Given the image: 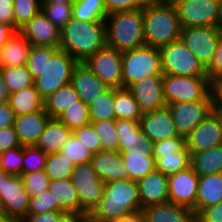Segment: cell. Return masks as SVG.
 <instances>
[{
  "label": "cell",
  "mask_w": 222,
  "mask_h": 222,
  "mask_svg": "<svg viewBox=\"0 0 222 222\" xmlns=\"http://www.w3.org/2000/svg\"><path fill=\"white\" fill-rule=\"evenodd\" d=\"M163 94L166 104L176 102L211 101L207 76H175L163 74Z\"/></svg>",
  "instance_id": "obj_7"
},
{
  "label": "cell",
  "mask_w": 222,
  "mask_h": 222,
  "mask_svg": "<svg viewBox=\"0 0 222 222\" xmlns=\"http://www.w3.org/2000/svg\"><path fill=\"white\" fill-rule=\"evenodd\" d=\"M8 103L16 116L44 109V99L34 86L10 94Z\"/></svg>",
  "instance_id": "obj_30"
},
{
  "label": "cell",
  "mask_w": 222,
  "mask_h": 222,
  "mask_svg": "<svg viewBox=\"0 0 222 222\" xmlns=\"http://www.w3.org/2000/svg\"><path fill=\"white\" fill-rule=\"evenodd\" d=\"M61 153L67 156L71 161L77 165L84 162H91L93 153L86 148V146L78 140L73 134L62 147Z\"/></svg>",
  "instance_id": "obj_45"
},
{
  "label": "cell",
  "mask_w": 222,
  "mask_h": 222,
  "mask_svg": "<svg viewBox=\"0 0 222 222\" xmlns=\"http://www.w3.org/2000/svg\"><path fill=\"white\" fill-rule=\"evenodd\" d=\"M154 145H138L129 153H121L129 179L138 181L156 169Z\"/></svg>",
  "instance_id": "obj_24"
},
{
  "label": "cell",
  "mask_w": 222,
  "mask_h": 222,
  "mask_svg": "<svg viewBox=\"0 0 222 222\" xmlns=\"http://www.w3.org/2000/svg\"><path fill=\"white\" fill-rule=\"evenodd\" d=\"M77 101H80V97L71 83H68L44 99V109L51 118H57Z\"/></svg>",
  "instance_id": "obj_33"
},
{
  "label": "cell",
  "mask_w": 222,
  "mask_h": 222,
  "mask_svg": "<svg viewBox=\"0 0 222 222\" xmlns=\"http://www.w3.org/2000/svg\"><path fill=\"white\" fill-rule=\"evenodd\" d=\"M179 135L186 137L212 111V101L176 102L168 104Z\"/></svg>",
  "instance_id": "obj_15"
},
{
  "label": "cell",
  "mask_w": 222,
  "mask_h": 222,
  "mask_svg": "<svg viewBox=\"0 0 222 222\" xmlns=\"http://www.w3.org/2000/svg\"><path fill=\"white\" fill-rule=\"evenodd\" d=\"M91 164L97 176L104 183L129 178L128 170L119 151L101 150L93 155Z\"/></svg>",
  "instance_id": "obj_21"
},
{
  "label": "cell",
  "mask_w": 222,
  "mask_h": 222,
  "mask_svg": "<svg viewBox=\"0 0 222 222\" xmlns=\"http://www.w3.org/2000/svg\"><path fill=\"white\" fill-rule=\"evenodd\" d=\"M73 135L80 140L93 154H97L102 150L100 137L94 130L91 123L75 129L73 131Z\"/></svg>",
  "instance_id": "obj_49"
},
{
  "label": "cell",
  "mask_w": 222,
  "mask_h": 222,
  "mask_svg": "<svg viewBox=\"0 0 222 222\" xmlns=\"http://www.w3.org/2000/svg\"><path fill=\"white\" fill-rule=\"evenodd\" d=\"M221 31L215 27H183L180 39L206 69L216 51Z\"/></svg>",
  "instance_id": "obj_12"
},
{
  "label": "cell",
  "mask_w": 222,
  "mask_h": 222,
  "mask_svg": "<svg viewBox=\"0 0 222 222\" xmlns=\"http://www.w3.org/2000/svg\"><path fill=\"white\" fill-rule=\"evenodd\" d=\"M190 160L191 156L186 147L182 151L172 154H161V157L155 161L156 170L170 176L189 167Z\"/></svg>",
  "instance_id": "obj_39"
},
{
  "label": "cell",
  "mask_w": 222,
  "mask_h": 222,
  "mask_svg": "<svg viewBox=\"0 0 222 222\" xmlns=\"http://www.w3.org/2000/svg\"><path fill=\"white\" fill-rule=\"evenodd\" d=\"M222 202V173L199 177L196 196V215L204 208Z\"/></svg>",
  "instance_id": "obj_29"
},
{
  "label": "cell",
  "mask_w": 222,
  "mask_h": 222,
  "mask_svg": "<svg viewBox=\"0 0 222 222\" xmlns=\"http://www.w3.org/2000/svg\"><path fill=\"white\" fill-rule=\"evenodd\" d=\"M78 62L66 51L49 46H31L26 67L34 79V87L43 99L71 82Z\"/></svg>",
  "instance_id": "obj_1"
},
{
  "label": "cell",
  "mask_w": 222,
  "mask_h": 222,
  "mask_svg": "<svg viewBox=\"0 0 222 222\" xmlns=\"http://www.w3.org/2000/svg\"><path fill=\"white\" fill-rule=\"evenodd\" d=\"M127 89L143 113L167 107L163 94V73L144 77L132 83Z\"/></svg>",
  "instance_id": "obj_16"
},
{
  "label": "cell",
  "mask_w": 222,
  "mask_h": 222,
  "mask_svg": "<svg viewBox=\"0 0 222 222\" xmlns=\"http://www.w3.org/2000/svg\"><path fill=\"white\" fill-rule=\"evenodd\" d=\"M70 83L86 105L108 88L84 63L74 67Z\"/></svg>",
  "instance_id": "obj_23"
},
{
  "label": "cell",
  "mask_w": 222,
  "mask_h": 222,
  "mask_svg": "<svg viewBox=\"0 0 222 222\" xmlns=\"http://www.w3.org/2000/svg\"><path fill=\"white\" fill-rule=\"evenodd\" d=\"M0 22L6 23L15 29L13 0H0Z\"/></svg>",
  "instance_id": "obj_55"
},
{
  "label": "cell",
  "mask_w": 222,
  "mask_h": 222,
  "mask_svg": "<svg viewBox=\"0 0 222 222\" xmlns=\"http://www.w3.org/2000/svg\"><path fill=\"white\" fill-rule=\"evenodd\" d=\"M141 210L152 206L169 202L168 176L158 170L150 172L145 177L137 181Z\"/></svg>",
  "instance_id": "obj_20"
},
{
  "label": "cell",
  "mask_w": 222,
  "mask_h": 222,
  "mask_svg": "<svg viewBox=\"0 0 222 222\" xmlns=\"http://www.w3.org/2000/svg\"><path fill=\"white\" fill-rule=\"evenodd\" d=\"M24 187L29 197H36L48 189L50 180L44 170L30 173H22Z\"/></svg>",
  "instance_id": "obj_48"
},
{
  "label": "cell",
  "mask_w": 222,
  "mask_h": 222,
  "mask_svg": "<svg viewBox=\"0 0 222 222\" xmlns=\"http://www.w3.org/2000/svg\"><path fill=\"white\" fill-rule=\"evenodd\" d=\"M172 4L182 28H218L219 0H177Z\"/></svg>",
  "instance_id": "obj_10"
},
{
  "label": "cell",
  "mask_w": 222,
  "mask_h": 222,
  "mask_svg": "<svg viewBox=\"0 0 222 222\" xmlns=\"http://www.w3.org/2000/svg\"><path fill=\"white\" fill-rule=\"evenodd\" d=\"M71 181L80 200V213L90 216L102 199L105 183L97 176L91 162L75 165Z\"/></svg>",
  "instance_id": "obj_9"
},
{
  "label": "cell",
  "mask_w": 222,
  "mask_h": 222,
  "mask_svg": "<svg viewBox=\"0 0 222 222\" xmlns=\"http://www.w3.org/2000/svg\"><path fill=\"white\" fill-rule=\"evenodd\" d=\"M72 134L73 131L57 118H50L35 146L46 154L61 152Z\"/></svg>",
  "instance_id": "obj_27"
},
{
  "label": "cell",
  "mask_w": 222,
  "mask_h": 222,
  "mask_svg": "<svg viewBox=\"0 0 222 222\" xmlns=\"http://www.w3.org/2000/svg\"><path fill=\"white\" fill-rule=\"evenodd\" d=\"M84 222H95L90 217H88Z\"/></svg>",
  "instance_id": "obj_70"
},
{
  "label": "cell",
  "mask_w": 222,
  "mask_h": 222,
  "mask_svg": "<svg viewBox=\"0 0 222 222\" xmlns=\"http://www.w3.org/2000/svg\"><path fill=\"white\" fill-rule=\"evenodd\" d=\"M141 211L137 181L131 179L105 183L102 199L89 216L95 222H113Z\"/></svg>",
  "instance_id": "obj_2"
},
{
  "label": "cell",
  "mask_w": 222,
  "mask_h": 222,
  "mask_svg": "<svg viewBox=\"0 0 222 222\" xmlns=\"http://www.w3.org/2000/svg\"><path fill=\"white\" fill-rule=\"evenodd\" d=\"M139 122L142 132L154 143L180 136L168 107L143 113Z\"/></svg>",
  "instance_id": "obj_19"
},
{
  "label": "cell",
  "mask_w": 222,
  "mask_h": 222,
  "mask_svg": "<svg viewBox=\"0 0 222 222\" xmlns=\"http://www.w3.org/2000/svg\"><path fill=\"white\" fill-rule=\"evenodd\" d=\"M51 211H64L58 201H55L52 192L48 189L36 197L29 199L27 215H40Z\"/></svg>",
  "instance_id": "obj_44"
},
{
  "label": "cell",
  "mask_w": 222,
  "mask_h": 222,
  "mask_svg": "<svg viewBox=\"0 0 222 222\" xmlns=\"http://www.w3.org/2000/svg\"><path fill=\"white\" fill-rule=\"evenodd\" d=\"M55 2L73 3L74 0H42V3H55Z\"/></svg>",
  "instance_id": "obj_66"
},
{
  "label": "cell",
  "mask_w": 222,
  "mask_h": 222,
  "mask_svg": "<svg viewBox=\"0 0 222 222\" xmlns=\"http://www.w3.org/2000/svg\"><path fill=\"white\" fill-rule=\"evenodd\" d=\"M47 155L36 146H23L22 173H30L44 170Z\"/></svg>",
  "instance_id": "obj_46"
},
{
  "label": "cell",
  "mask_w": 222,
  "mask_h": 222,
  "mask_svg": "<svg viewBox=\"0 0 222 222\" xmlns=\"http://www.w3.org/2000/svg\"><path fill=\"white\" fill-rule=\"evenodd\" d=\"M113 102L114 88H107L88 105L90 121L115 120Z\"/></svg>",
  "instance_id": "obj_36"
},
{
  "label": "cell",
  "mask_w": 222,
  "mask_h": 222,
  "mask_svg": "<svg viewBox=\"0 0 222 222\" xmlns=\"http://www.w3.org/2000/svg\"><path fill=\"white\" fill-rule=\"evenodd\" d=\"M4 174H5V172L0 168V184H1V176Z\"/></svg>",
  "instance_id": "obj_68"
},
{
  "label": "cell",
  "mask_w": 222,
  "mask_h": 222,
  "mask_svg": "<svg viewBox=\"0 0 222 222\" xmlns=\"http://www.w3.org/2000/svg\"><path fill=\"white\" fill-rule=\"evenodd\" d=\"M83 63L108 88H122V52L105 45Z\"/></svg>",
  "instance_id": "obj_11"
},
{
  "label": "cell",
  "mask_w": 222,
  "mask_h": 222,
  "mask_svg": "<svg viewBox=\"0 0 222 222\" xmlns=\"http://www.w3.org/2000/svg\"><path fill=\"white\" fill-rule=\"evenodd\" d=\"M20 145L14 126L0 129V153Z\"/></svg>",
  "instance_id": "obj_53"
},
{
  "label": "cell",
  "mask_w": 222,
  "mask_h": 222,
  "mask_svg": "<svg viewBox=\"0 0 222 222\" xmlns=\"http://www.w3.org/2000/svg\"><path fill=\"white\" fill-rule=\"evenodd\" d=\"M16 32V30L3 22H0V48L10 39L11 36Z\"/></svg>",
  "instance_id": "obj_60"
},
{
  "label": "cell",
  "mask_w": 222,
  "mask_h": 222,
  "mask_svg": "<svg viewBox=\"0 0 222 222\" xmlns=\"http://www.w3.org/2000/svg\"><path fill=\"white\" fill-rule=\"evenodd\" d=\"M162 74L159 48L144 45L122 52V88L144 77Z\"/></svg>",
  "instance_id": "obj_6"
},
{
  "label": "cell",
  "mask_w": 222,
  "mask_h": 222,
  "mask_svg": "<svg viewBox=\"0 0 222 222\" xmlns=\"http://www.w3.org/2000/svg\"><path fill=\"white\" fill-rule=\"evenodd\" d=\"M185 143L190 156L222 144V125L213 111L185 137Z\"/></svg>",
  "instance_id": "obj_17"
},
{
  "label": "cell",
  "mask_w": 222,
  "mask_h": 222,
  "mask_svg": "<svg viewBox=\"0 0 222 222\" xmlns=\"http://www.w3.org/2000/svg\"><path fill=\"white\" fill-rule=\"evenodd\" d=\"M149 0H103L107 13L142 9Z\"/></svg>",
  "instance_id": "obj_51"
},
{
  "label": "cell",
  "mask_w": 222,
  "mask_h": 222,
  "mask_svg": "<svg viewBox=\"0 0 222 222\" xmlns=\"http://www.w3.org/2000/svg\"><path fill=\"white\" fill-rule=\"evenodd\" d=\"M48 190L64 211L80 213V200L70 178L50 181Z\"/></svg>",
  "instance_id": "obj_32"
},
{
  "label": "cell",
  "mask_w": 222,
  "mask_h": 222,
  "mask_svg": "<svg viewBox=\"0 0 222 222\" xmlns=\"http://www.w3.org/2000/svg\"><path fill=\"white\" fill-rule=\"evenodd\" d=\"M75 164L61 152L47 155L45 164V174L50 181L71 178Z\"/></svg>",
  "instance_id": "obj_38"
},
{
  "label": "cell",
  "mask_w": 222,
  "mask_h": 222,
  "mask_svg": "<svg viewBox=\"0 0 222 222\" xmlns=\"http://www.w3.org/2000/svg\"><path fill=\"white\" fill-rule=\"evenodd\" d=\"M31 46V43L16 31L0 49V67L25 66Z\"/></svg>",
  "instance_id": "obj_28"
},
{
  "label": "cell",
  "mask_w": 222,
  "mask_h": 222,
  "mask_svg": "<svg viewBox=\"0 0 222 222\" xmlns=\"http://www.w3.org/2000/svg\"><path fill=\"white\" fill-rule=\"evenodd\" d=\"M210 96L213 106H222V76L210 80Z\"/></svg>",
  "instance_id": "obj_56"
},
{
  "label": "cell",
  "mask_w": 222,
  "mask_h": 222,
  "mask_svg": "<svg viewBox=\"0 0 222 222\" xmlns=\"http://www.w3.org/2000/svg\"><path fill=\"white\" fill-rule=\"evenodd\" d=\"M0 198L3 213L24 219L29 207V194L20 175L5 173L1 176Z\"/></svg>",
  "instance_id": "obj_13"
},
{
  "label": "cell",
  "mask_w": 222,
  "mask_h": 222,
  "mask_svg": "<svg viewBox=\"0 0 222 222\" xmlns=\"http://www.w3.org/2000/svg\"><path fill=\"white\" fill-rule=\"evenodd\" d=\"M162 73L175 76H207L206 69L181 39L159 48Z\"/></svg>",
  "instance_id": "obj_8"
},
{
  "label": "cell",
  "mask_w": 222,
  "mask_h": 222,
  "mask_svg": "<svg viewBox=\"0 0 222 222\" xmlns=\"http://www.w3.org/2000/svg\"><path fill=\"white\" fill-rule=\"evenodd\" d=\"M105 35L106 45L120 52L144 46L143 8L109 13Z\"/></svg>",
  "instance_id": "obj_5"
},
{
  "label": "cell",
  "mask_w": 222,
  "mask_h": 222,
  "mask_svg": "<svg viewBox=\"0 0 222 222\" xmlns=\"http://www.w3.org/2000/svg\"><path fill=\"white\" fill-rule=\"evenodd\" d=\"M57 119L72 131L91 123L88 105L81 100L75 102V105L68 107Z\"/></svg>",
  "instance_id": "obj_40"
},
{
  "label": "cell",
  "mask_w": 222,
  "mask_h": 222,
  "mask_svg": "<svg viewBox=\"0 0 222 222\" xmlns=\"http://www.w3.org/2000/svg\"><path fill=\"white\" fill-rule=\"evenodd\" d=\"M196 222H222V202L202 209L196 215Z\"/></svg>",
  "instance_id": "obj_54"
},
{
  "label": "cell",
  "mask_w": 222,
  "mask_h": 222,
  "mask_svg": "<svg viewBox=\"0 0 222 222\" xmlns=\"http://www.w3.org/2000/svg\"><path fill=\"white\" fill-rule=\"evenodd\" d=\"M116 133L120 153H129L138 145H154L142 132L139 121L116 119Z\"/></svg>",
  "instance_id": "obj_26"
},
{
  "label": "cell",
  "mask_w": 222,
  "mask_h": 222,
  "mask_svg": "<svg viewBox=\"0 0 222 222\" xmlns=\"http://www.w3.org/2000/svg\"><path fill=\"white\" fill-rule=\"evenodd\" d=\"M106 45L105 21H81L74 18L60 31L59 49L83 63Z\"/></svg>",
  "instance_id": "obj_3"
},
{
  "label": "cell",
  "mask_w": 222,
  "mask_h": 222,
  "mask_svg": "<svg viewBox=\"0 0 222 222\" xmlns=\"http://www.w3.org/2000/svg\"><path fill=\"white\" fill-rule=\"evenodd\" d=\"M10 91L7 85L4 83L2 75L0 73V103L8 102Z\"/></svg>",
  "instance_id": "obj_62"
},
{
  "label": "cell",
  "mask_w": 222,
  "mask_h": 222,
  "mask_svg": "<svg viewBox=\"0 0 222 222\" xmlns=\"http://www.w3.org/2000/svg\"><path fill=\"white\" fill-rule=\"evenodd\" d=\"M101 141V149L118 151L116 120L91 121Z\"/></svg>",
  "instance_id": "obj_43"
},
{
  "label": "cell",
  "mask_w": 222,
  "mask_h": 222,
  "mask_svg": "<svg viewBox=\"0 0 222 222\" xmlns=\"http://www.w3.org/2000/svg\"><path fill=\"white\" fill-rule=\"evenodd\" d=\"M42 9V0H13L15 30L19 31Z\"/></svg>",
  "instance_id": "obj_41"
},
{
  "label": "cell",
  "mask_w": 222,
  "mask_h": 222,
  "mask_svg": "<svg viewBox=\"0 0 222 222\" xmlns=\"http://www.w3.org/2000/svg\"><path fill=\"white\" fill-rule=\"evenodd\" d=\"M65 211H51L40 215H27L24 222H58L60 215Z\"/></svg>",
  "instance_id": "obj_58"
},
{
  "label": "cell",
  "mask_w": 222,
  "mask_h": 222,
  "mask_svg": "<svg viewBox=\"0 0 222 222\" xmlns=\"http://www.w3.org/2000/svg\"><path fill=\"white\" fill-rule=\"evenodd\" d=\"M4 83L7 85L10 94L16 93L29 86H34V79L25 66L0 67Z\"/></svg>",
  "instance_id": "obj_37"
},
{
  "label": "cell",
  "mask_w": 222,
  "mask_h": 222,
  "mask_svg": "<svg viewBox=\"0 0 222 222\" xmlns=\"http://www.w3.org/2000/svg\"><path fill=\"white\" fill-rule=\"evenodd\" d=\"M19 32L31 43L32 46H49L59 48L60 30L41 11Z\"/></svg>",
  "instance_id": "obj_18"
},
{
  "label": "cell",
  "mask_w": 222,
  "mask_h": 222,
  "mask_svg": "<svg viewBox=\"0 0 222 222\" xmlns=\"http://www.w3.org/2000/svg\"><path fill=\"white\" fill-rule=\"evenodd\" d=\"M185 147V137L182 135L170 139L160 140L154 143L153 157L156 161L161 157V154H172L173 152H179Z\"/></svg>",
  "instance_id": "obj_50"
},
{
  "label": "cell",
  "mask_w": 222,
  "mask_h": 222,
  "mask_svg": "<svg viewBox=\"0 0 222 222\" xmlns=\"http://www.w3.org/2000/svg\"><path fill=\"white\" fill-rule=\"evenodd\" d=\"M0 222H24V220L6 213H0Z\"/></svg>",
  "instance_id": "obj_63"
},
{
  "label": "cell",
  "mask_w": 222,
  "mask_h": 222,
  "mask_svg": "<svg viewBox=\"0 0 222 222\" xmlns=\"http://www.w3.org/2000/svg\"><path fill=\"white\" fill-rule=\"evenodd\" d=\"M145 45L156 48L180 39L181 24L172 3L149 0L143 7Z\"/></svg>",
  "instance_id": "obj_4"
},
{
  "label": "cell",
  "mask_w": 222,
  "mask_h": 222,
  "mask_svg": "<svg viewBox=\"0 0 222 222\" xmlns=\"http://www.w3.org/2000/svg\"><path fill=\"white\" fill-rule=\"evenodd\" d=\"M199 176L192 166L168 176L169 202L187 207L196 215V196Z\"/></svg>",
  "instance_id": "obj_14"
},
{
  "label": "cell",
  "mask_w": 222,
  "mask_h": 222,
  "mask_svg": "<svg viewBox=\"0 0 222 222\" xmlns=\"http://www.w3.org/2000/svg\"><path fill=\"white\" fill-rule=\"evenodd\" d=\"M190 165L199 177L222 173V144L192 154Z\"/></svg>",
  "instance_id": "obj_31"
},
{
  "label": "cell",
  "mask_w": 222,
  "mask_h": 222,
  "mask_svg": "<svg viewBox=\"0 0 222 222\" xmlns=\"http://www.w3.org/2000/svg\"><path fill=\"white\" fill-rule=\"evenodd\" d=\"M50 118L45 109L15 116L14 128L21 146H35Z\"/></svg>",
  "instance_id": "obj_22"
},
{
  "label": "cell",
  "mask_w": 222,
  "mask_h": 222,
  "mask_svg": "<svg viewBox=\"0 0 222 222\" xmlns=\"http://www.w3.org/2000/svg\"><path fill=\"white\" fill-rule=\"evenodd\" d=\"M88 217L85 213L65 211L60 215L58 222H84Z\"/></svg>",
  "instance_id": "obj_59"
},
{
  "label": "cell",
  "mask_w": 222,
  "mask_h": 222,
  "mask_svg": "<svg viewBox=\"0 0 222 222\" xmlns=\"http://www.w3.org/2000/svg\"><path fill=\"white\" fill-rule=\"evenodd\" d=\"M15 116L8 102L0 103V129L14 126Z\"/></svg>",
  "instance_id": "obj_57"
},
{
  "label": "cell",
  "mask_w": 222,
  "mask_h": 222,
  "mask_svg": "<svg viewBox=\"0 0 222 222\" xmlns=\"http://www.w3.org/2000/svg\"><path fill=\"white\" fill-rule=\"evenodd\" d=\"M113 109L116 119L140 121L143 112L140 110L134 96L126 88H114Z\"/></svg>",
  "instance_id": "obj_34"
},
{
  "label": "cell",
  "mask_w": 222,
  "mask_h": 222,
  "mask_svg": "<svg viewBox=\"0 0 222 222\" xmlns=\"http://www.w3.org/2000/svg\"><path fill=\"white\" fill-rule=\"evenodd\" d=\"M108 15L103 0H74L72 18L81 21H105Z\"/></svg>",
  "instance_id": "obj_35"
},
{
  "label": "cell",
  "mask_w": 222,
  "mask_h": 222,
  "mask_svg": "<svg viewBox=\"0 0 222 222\" xmlns=\"http://www.w3.org/2000/svg\"><path fill=\"white\" fill-rule=\"evenodd\" d=\"M23 166V146L0 153V168L8 174L21 175Z\"/></svg>",
  "instance_id": "obj_47"
},
{
  "label": "cell",
  "mask_w": 222,
  "mask_h": 222,
  "mask_svg": "<svg viewBox=\"0 0 222 222\" xmlns=\"http://www.w3.org/2000/svg\"><path fill=\"white\" fill-rule=\"evenodd\" d=\"M0 213H3L1 198H0Z\"/></svg>",
  "instance_id": "obj_69"
},
{
  "label": "cell",
  "mask_w": 222,
  "mask_h": 222,
  "mask_svg": "<svg viewBox=\"0 0 222 222\" xmlns=\"http://www.w3.org/2000/svg\"><path fill=\"white\" fill-rule=\"evenodd\" d=\"M218 28L222 30V0H219Z\"/></svg>",
  "instance_id": "obj_65"
},
{
  "label": "cell",
  "mask_w": 222,
  "mask_h": 222,
  "mask_svg": "<svg viewBox=\"0 0 222 222\" xmlns=\"http://www.w3.org/2000/svg\"><path fill=\"white\" fill-rule=\"evenodd\" d=\"M142 213L145 222H196L193 210L170 202L146 207Z\"/></svg>",
  "instance_id": "obj_25"
},
{
  "label": "cell",
  "mask_w": 222,
  "mask_h": 222,
  "mask_svg": "<svg viewBox=\"0 0 222 222\" xmlns=\"http://www.w3.org/2000/svg\"><path fill=\"white\" fill-rule=\"evenodd\" d=\"M113 222H145V218L141 210Z\"/></svg>",
  "instance_id": "obj_61"
},
{
  "label": "cell",
  "mask_w": 222,
  "mask_h": 222,
  "mask_svg": "<svg viewBox=\"0 0 222 222\" xmlns=\"http://www.w3.org/2000/svg\"><path fill=\"white\" fill-rule=\"evenodd\" d=\"M73 3H42L41 11L61 31L72 18Z\"/></svg>",
  "instance_id": "obj_42"
},
{
  "label": "cell",
  "mask_w": 222,
  "mask_h": 222,
  "mask_svg": "<svg viewBox=\"0 0 222 222\" xmlns=\"http://www.w3.org/2000/svg\"><path fill=\"white\" fill-rule=\"evenodd\" d=\"M158 1H161V2H168V3H174V2L177 1V0H158Z\"/></svg>",
  "instance_id": "obj_67"
},
{
  "label": "cell",
  "mask_w": 222,
  "mask_h": 222,
  "mask_svg": "<svg viewBox=\"0 0 222 222\" xmlns=\"http://www.w3.org/2000/svg\"><path fill=\"white\" fill-rule=\"evenodd\" d=\"M206 75L209 80L222 76V31L219 34L218 44L212 61L206 68Z\"/></svg>",
  "instance_id": "obj_52"
},
{
  "label": "cell",
  "mask_w": 222,
  "mask_h": 222,
  "mask_svg": "<svg viewBox=\"0 0 222 222\" xmlns=\"http://www.w3.org/2000/svg\"><path fill=\"white\" fill-rule=\"evenodd\" d=\"M213 112L218 117L222 125V106H213Z\"/></svg>",
  "instance_id": "obj_64"
}]
</instances>
